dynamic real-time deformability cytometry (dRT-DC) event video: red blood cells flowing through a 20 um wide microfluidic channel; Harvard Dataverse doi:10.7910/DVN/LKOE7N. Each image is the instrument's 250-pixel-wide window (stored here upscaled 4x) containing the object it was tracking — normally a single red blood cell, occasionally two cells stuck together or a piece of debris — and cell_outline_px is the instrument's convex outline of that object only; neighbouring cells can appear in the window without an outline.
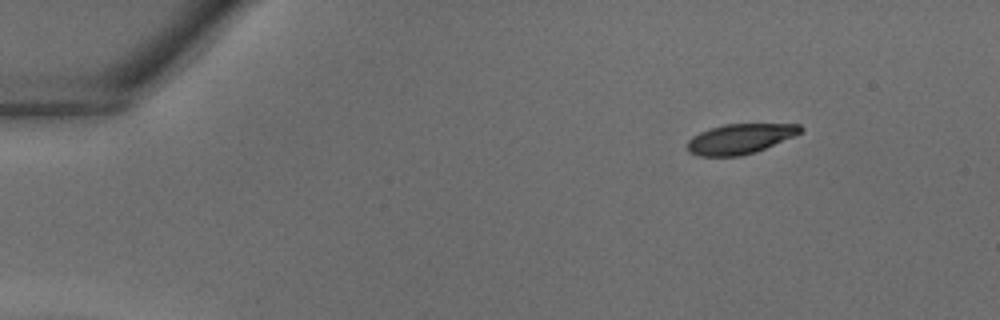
{"species": "common noctule bat (a hibernating species)", "species_latin": "Nyctalus noctula", "temperature_condition": "warm", "stored_images_in_passage": 35, "camera_frame_rate_fps": 3000, "um_per_image_px": 0.085, "animal": {"sex": "male", "body_mass_g": 18.8}, "frame": {"image": 1, "passage_image": 1, "time_ms": 0.0, "image_size_px": [1000, 320], "cell_outline_px": [[804, 128], [800, 132], [792, 136], [756, 152], [740, 156], [700, 156], [688, 152], [688, 140], [692, 136], [700, 132], [724, 124], [800, 124]], "centroid_in_image_um": [62.88, 11.8], "position_along_channel_um": 22.1, "area_um2": 19.54}}
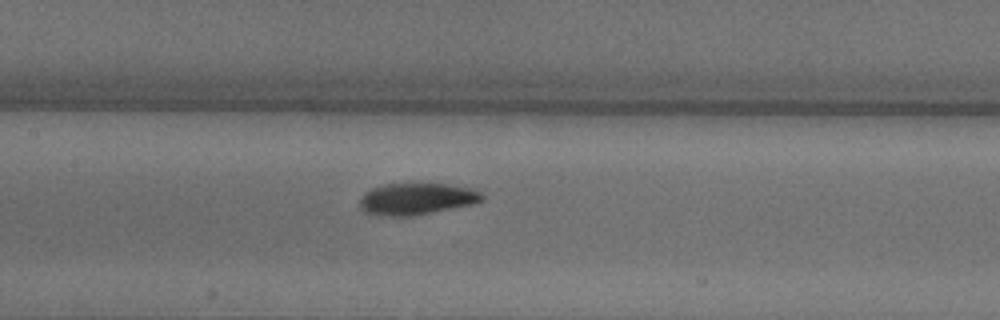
{"frame": {"image": 2, "passage_image": 15, "time_ms": 4.667, "image_size_px": [1000, 320], "cell_outline_px": [[484, 200], [472, 204], [412, 216], [376, 216], [364, 212], [360, 208], [360, 196], [364, 192], [372, 188], [384, 184], [448, 184], [468, 188], [480, 192], [484, 196]], "centroid_in_image_um": [35.35, 16.92], "position_along_channel_um": 172.1, "area_um2": 22.6}}
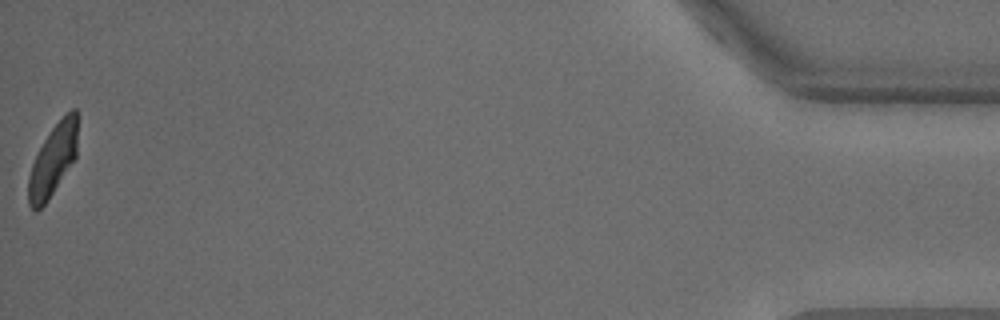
{"frame": {"image": 3, "passage_image": 35, "time_ms": 11.333, "image_size_px": [1000, 320], "cell_outline_px": [[76, 156], [48, 200], [36, 212], [28, 204], [28, 176], [32, 164], [44, 140], [52, 128], [72, 108], [76, 108]], "centroid_in_image_um": [4.47, 13.65], "position_along_channel_um": 430.7, "area_um2": 19.88}}